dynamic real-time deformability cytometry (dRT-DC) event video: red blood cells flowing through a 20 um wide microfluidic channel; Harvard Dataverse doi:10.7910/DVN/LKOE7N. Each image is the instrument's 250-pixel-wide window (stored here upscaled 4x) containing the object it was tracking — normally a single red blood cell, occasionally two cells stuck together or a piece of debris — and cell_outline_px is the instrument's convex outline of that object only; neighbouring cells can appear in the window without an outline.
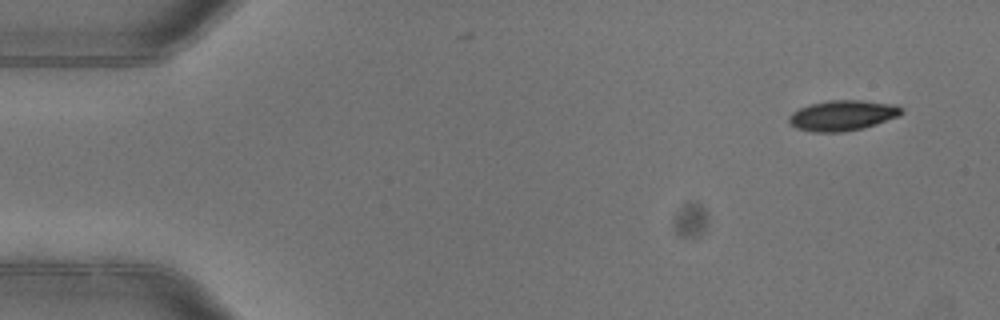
{"species": "common noctule bat (a hibernating species)", "species_latin": "Nyctalus noctula", "temperature_condition": "warm", "stored_images_in_passage": 4, "camera_frame_rate_fps": 3000, "um_per_image_px": 0.085, "animal": {"sex": "female"}, "frame": {"image": 1, "passage_image": 1, "time_ms": 0.0, "image_size_px": [1000, 320], "cell_outline_px": [[904, 112], [900, 116], [876, 124], [844, 132], [812, 132], [796, 128], [788, 120], [788, 116], [792, 112], [800, 108], [812, 104], [828, 100], [864, 100], [896, 104], [904, 108]], "centroid_in_image_um": [71.66, 9.8], "position_along_channel_um": 13.3, "area_um2": 20.06}}
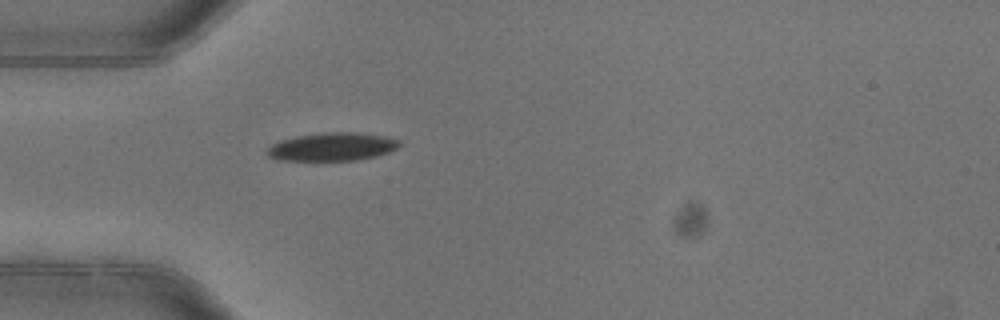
{"frame": {"image": 2, "passage_image": 4, "time_ms": 1.0, "image_size_px": [1000, 320], "cell_outline_px": [[400, 144], [396, 148], [388, 152], [376, 156], [356, 160], [276, 160], [268, 156], [264, 152], [272, 144], [280, 140], [296, 136], [320, 132], [356, 132], [384, 136], [400, 140]], "centroid_in_image_um": [28.19, 12.47], "position_along_channel_um": 56.8, "area_um2": 21.79}}